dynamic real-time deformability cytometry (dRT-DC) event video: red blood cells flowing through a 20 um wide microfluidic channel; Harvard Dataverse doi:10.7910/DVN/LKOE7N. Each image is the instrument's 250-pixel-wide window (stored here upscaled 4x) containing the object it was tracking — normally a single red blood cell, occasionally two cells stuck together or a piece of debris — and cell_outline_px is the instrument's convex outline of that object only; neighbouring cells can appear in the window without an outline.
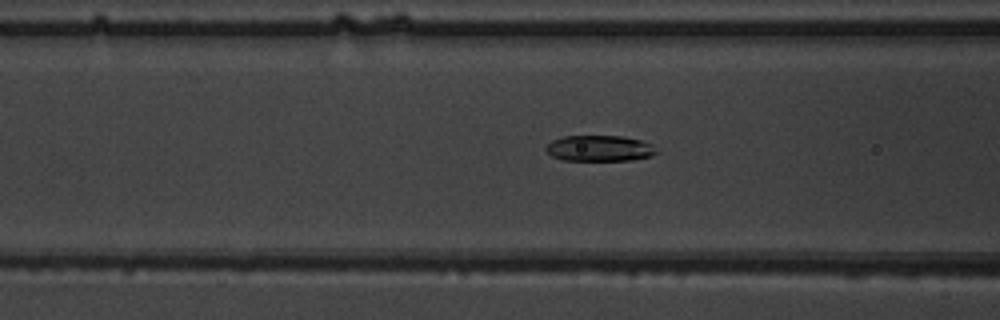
{"species": "common noctule bat (a hibernating species)", "species_latin": "Nyctalus noctula", "temperature_condition": "warm", "stored_images_in_passage": 11, "camera_frame_rate_fps": 3000, "um_per_image_px": 0.085, "animal": {"sex": "male", "body_mass_g": 19.5, "forearm_length_mm": 54.6}, "frame": {"image": 1, "passage_image": 10, "time_ms": 3.0, "image_size_px": [1000, 320], "cell_outline_px": [[660, 152], [652, 156], [632, 160], [564, 160], [552, 156], [544, 148], [552, 140], [564, 136], [624, 136], [640, 140], [652, 144]], "centroid_in_image_um": [51.0, 12.61], "position_along_channel_um": 115.6, "area_um2": 16.76}}